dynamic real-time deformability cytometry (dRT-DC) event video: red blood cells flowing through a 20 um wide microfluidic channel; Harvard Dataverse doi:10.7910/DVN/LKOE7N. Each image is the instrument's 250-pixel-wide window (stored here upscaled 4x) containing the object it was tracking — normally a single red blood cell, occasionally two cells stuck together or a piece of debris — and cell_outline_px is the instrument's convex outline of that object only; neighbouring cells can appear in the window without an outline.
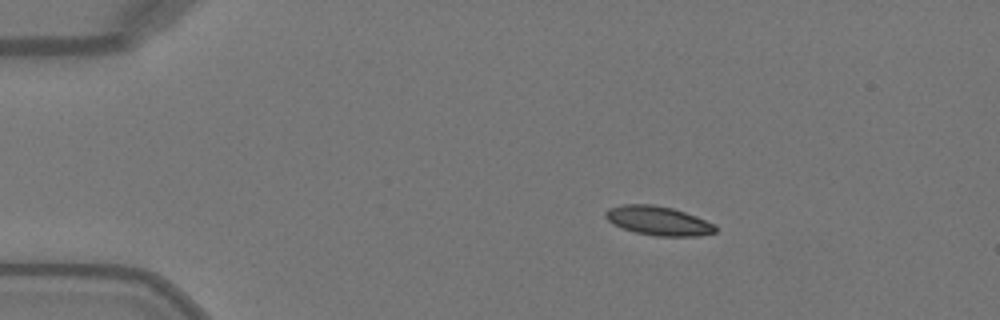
{"species": "Egyptian fruit bat (a non-hibernating species)", "species_latin": "Rousettus aegyptiacus", "temperature_condition": "warm", "stored_images_in_passage": 42, "camera_frame_rate_fps": 3000, "um_per_image_px": 0.085, "animal": {"sex": "female"}, "frame": {"image": 1, "passage_image": 1, "time_ms": 0.0, "image_size_px": [1000, 320], "cell_outline_px": [[716, 232], [700, 236], [656, 236], [636, 232], [612, 224], [604, 216], [604, 212], [608, 208], [624, 204], [652, 204], [672, 208], [696, 216], [716, 224]], "centroid_in_image_um": [55.96, 18.76], "position_along_channel_um": 29.0, "area_um2": 18.67}}
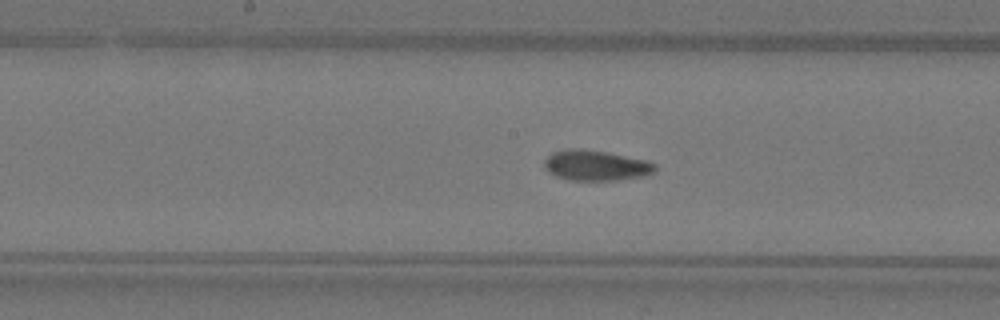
{"frame": {"image": 2, "passage_image": 18, "time_ms": 5.667, "image_size_px": [1000, 320], "cell_outline_px": [[656, 168], [652, 172], [644, 176], [616, 180], [568, 180], [556, 176], [548, 172], [544, 168], [544, 160], [552, 152], [568, 148], [580, 148], [604, 152], [648, 160], [656, 164]], "centroid_in_image_um": [50.61, 14.06], "position_along_channel_um": 197.6, "area_um2": 19.65}}
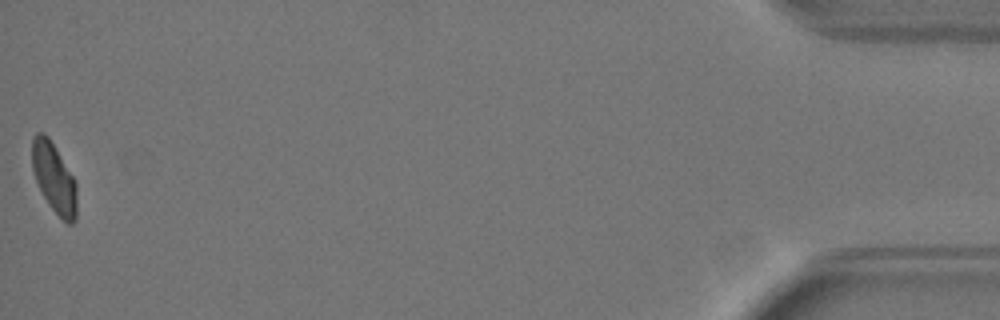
{"frame": {"image": 3, "passage_image": 42, "time_ms": 13.667, "image_size_px": [1000, 320], "cell_outline_px": [[76, 220], [72, 224], [68, 224], [52, 208], [44, 196], [36, 180], [32, 168], [32, 136], [36, 132], [44, 132], [48, 136], [76, 180]], "centroid_in_image_um": [4.6, 15.08], "position_along_channel_um": 430.6, "area_um2": 18.09}, "authors_computed_cell_mechanics": {"area_um2": 19.4786, "velocity_mm_per_s": 4.085, "shape_relaxation_time_tau1_ms": 4.1336, "shape_relaxation_time_tau2_ms": 1.7331, "deformation_change_tau1": 0.1577, "deformation_change_tau2": 0.057}}